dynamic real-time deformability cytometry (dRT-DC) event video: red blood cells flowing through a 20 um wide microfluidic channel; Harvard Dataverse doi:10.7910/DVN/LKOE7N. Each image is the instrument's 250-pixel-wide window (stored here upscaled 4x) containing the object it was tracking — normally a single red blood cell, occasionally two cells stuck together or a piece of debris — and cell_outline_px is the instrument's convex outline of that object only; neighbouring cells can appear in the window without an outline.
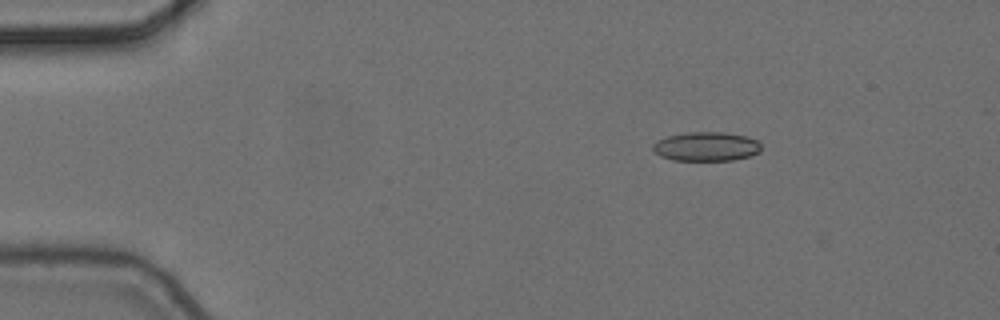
{"species": "common noctule bat (a hibernating species)", "species_latin": "Nyctalus noctula", "temperature_condition": "cold", "stored_images_in_passage": 5, "camera_frame_rate_fps": 3000, "um_per_image_px": 0.085, "animal": {"sex": "female", "body_mass_g": 24.6, "forearm_length_mm": 56.2}, "frame": {"image": 1, "passage_image": 2, "time_ms": 0.333, "image_size_px": [1000, 320], "cell_outline_px": [[760, 152], [752, 156], [732, 160], [672, 160], [660, 156], [652, 148], [652, 144], [656, 140], [668, 136], [688, 132], [724, 132], [744, 136], [756, 140], [760, 144]], "centroid_in_image_um": [60.02, 12.45], "position_along_channel_um": 25.0, "area_um2": 18.38}}